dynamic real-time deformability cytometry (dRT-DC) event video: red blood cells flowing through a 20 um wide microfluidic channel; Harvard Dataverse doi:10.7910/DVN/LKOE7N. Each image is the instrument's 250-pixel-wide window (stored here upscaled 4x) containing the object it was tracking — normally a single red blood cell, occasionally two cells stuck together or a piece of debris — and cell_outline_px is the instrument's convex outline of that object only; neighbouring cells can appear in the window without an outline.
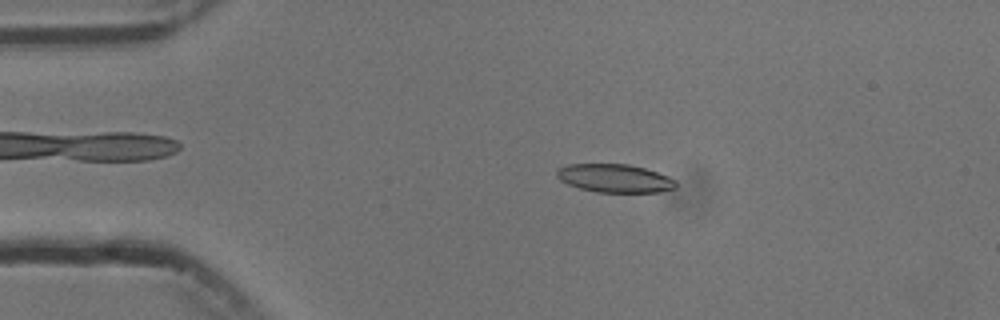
{"species": "common noctule bat (a hibernating species)", "species_latin": "Nyctalus noctula", "temperature_condition": "cold", "stored_images_in_passage": 7, "camera_frame_rate_fps": 3000, "um_per_image_px": 0.085, "animal": {"sex": "male", "body_mass_g": 13.3}, "frame": {"image": 1, "passage_image": 3, "time_ms": 2.333, "image_size_px": [1000, 320], "cell_outline_px": [[676, 188], [656, 192], [596, 192], [580, 188], [568, 184], [560, 180], [556, 176], [556, 172], [560, 168], [568, 164], [628, 164], [644, 168], [668, 176], [676, 180]], "centroid_in_image_um": [52.25, 15.15], "position_along_channel_um": 32.7, "area_um2": 19.54}}
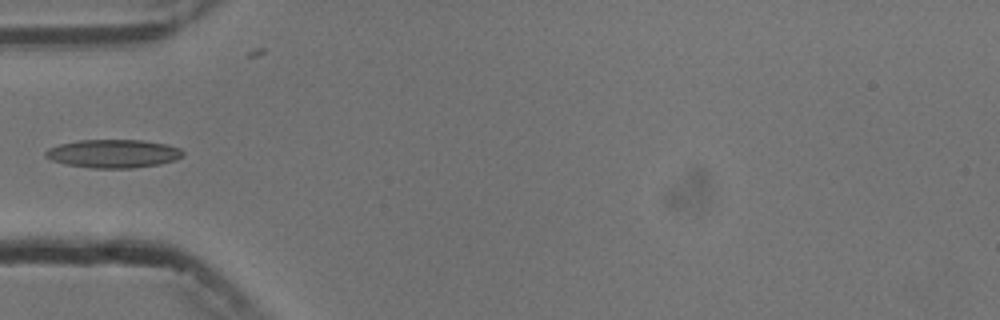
{"frame": {"image": 2, "passage_image": 5, "time_ms": 4.667, "image_size_px": [1000, 320], "cell_outline_px": [[184, 156], [176, 160], [160, 164], [132, 168], [92, 168], [68, 164], [52, 160], [44, 156], [44, 152], [48, 148], [60, 144], [80, 140], [144, 140], [168, 144], [180, 148], [184, 152]], "centroid_in_image_um": [9.68, 13.05], "position_along_channel_um": 75.3, "area_um2": 22.77}}
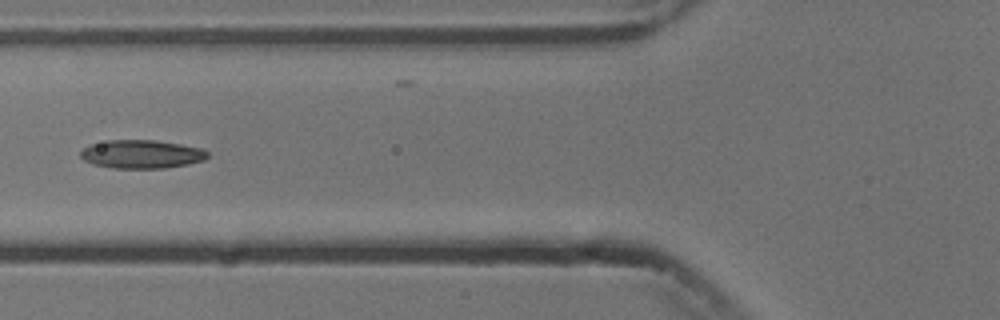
{"frame": {"image": 3, "passage_image": 6, "time_ms": 5.667, "image_size_px": [1000, 320], "cell_outline_px": [[208, 156], [204, 160], [188, 164], [164, 168], [112, 168], [92, 164], [84, 160], [80, 156], [80, 152], [88, 144], [108, 140], [156, 140], [180, 144], [200, 148], [208, 152]], "centroid_in_image_um": [12.0, 13.1], "position_along_channel_um": 113.8, "area_um2": 21.1}}